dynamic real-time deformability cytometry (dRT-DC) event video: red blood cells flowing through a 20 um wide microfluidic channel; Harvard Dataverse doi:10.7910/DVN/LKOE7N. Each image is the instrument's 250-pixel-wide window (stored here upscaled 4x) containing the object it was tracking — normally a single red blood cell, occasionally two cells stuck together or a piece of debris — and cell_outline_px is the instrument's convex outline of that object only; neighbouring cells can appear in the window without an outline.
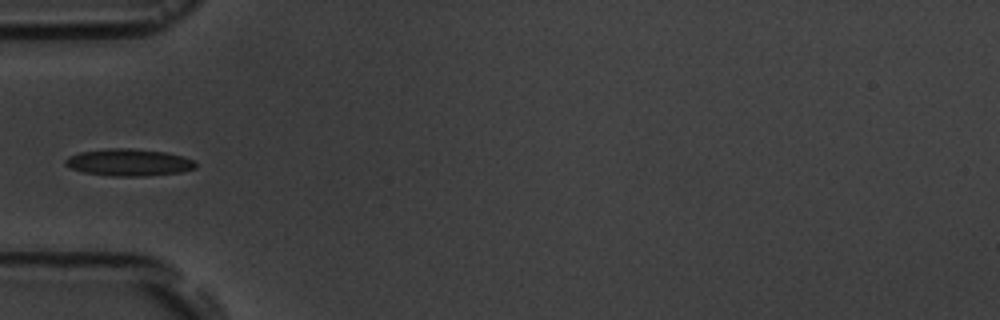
{"species": "common noctule bat (a hibernating species)", "species_latin": "Nyctalus noctula", "temperature_condition": "room temperature", "stored_images_in_passage": 10, "camera_frame_rate_fps": 3000, "um_per_image_px": 0.085, "animal": {"sex": "male", "body_mass_g": 19.5, "forearm_length_mm": 54.6}, "frame": {"image": 1, "passage_image": 5, "time_ms": 4.667, "image_size_px": [1000, 320], "cell_outline_px": [[196, 168], [180, 172], [144, 176], [112, 176], [84, 172], [72, 168], [64, 164], [64, 160], [68, 156], [80, 152], [108, 148], [132, 148], [168, 152], [196, 160]], "centroid_in_image_um": [10.97, 13.79], "position_along_channel_um": 74.0, "area_um2": 20.63}}
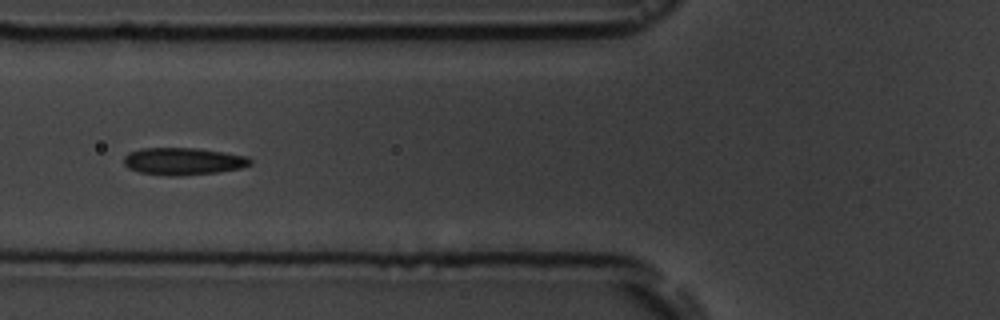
{"frame": {"image": 2, "passage_image": 6, "time_ms": 5.667, "image_size_px": [1000, 320], "cell_outline_px": [[252, 164], [240, 168], [216, 172], [180, 176], [168, 176], [140, 172], [128, 168], [124, 164], [124, 156], [128, 152], [144, 148], [196, 148], [248, 156], [252, 160]], "centroid_in_image_um": [15.56, 13.71], "position_along_channel_um": 110.2, "area_um2": 20.06}}
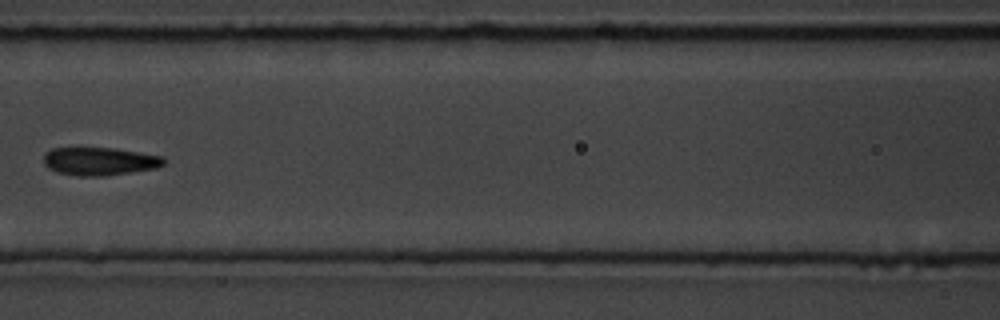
{"frame": {"image": 3, "passage_image": 7, "time_ms": 7.0, "image_size_px": [1000, 320], "cell_outline_px": [[164, 164], [156, 168], [104, 176], [80, 176], [56, 172], [48, 168], [44, 164], [44, 152], [52, 148], [116, 148], [164, 156]], "centroid_in_image_um": [8.45, 13.7], "position_along_channel_um": 158.1, "area_um2": 19.71}}